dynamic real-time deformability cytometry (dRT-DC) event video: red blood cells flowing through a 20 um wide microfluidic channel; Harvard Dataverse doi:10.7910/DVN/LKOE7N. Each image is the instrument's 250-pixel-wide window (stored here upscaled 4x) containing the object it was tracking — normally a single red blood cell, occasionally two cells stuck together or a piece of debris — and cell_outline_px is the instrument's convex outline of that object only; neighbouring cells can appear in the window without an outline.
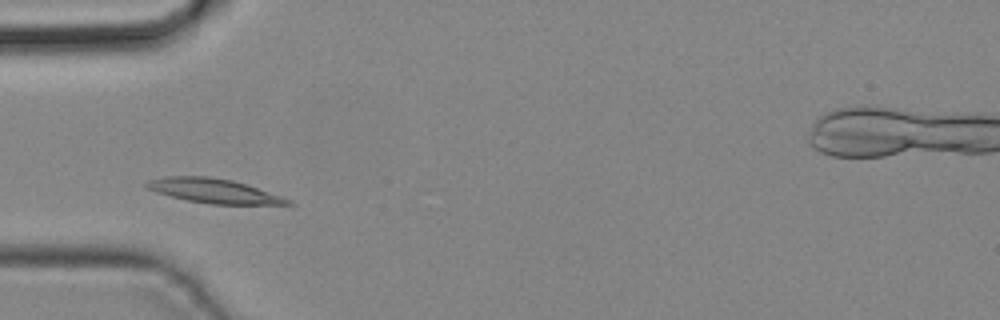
{"species": "common noctule bat (a hibernating species)", "species_latin": "Nyctalus noctula", "temperature_condition": "cold", "stored_images_in_passage": 37, "camera_frame_rate_fps": 3000, "um_per_image_px": 0.085, "animal": {"sex": "male", "body_mass_g": 19.2, "forearm_length_mm": 51.8}, "frame": {"image": 1, "passage_image": 7, "time_ms": 2.0, "image_size_px": [1000, 320], "cell_outline_px": [[288, 204], [216, 204], [192, 200], [172, 196], [160, 192], [152, 188], [148, 184], [156, 180], [176, 176], [200, 176], [228, 180], [244, 184], [256, 188], [288, 200]], "centroid_in_image_um": [18.23, 16.23], "position_along_channel_um": 66.8, "area_um2": 18.15}}
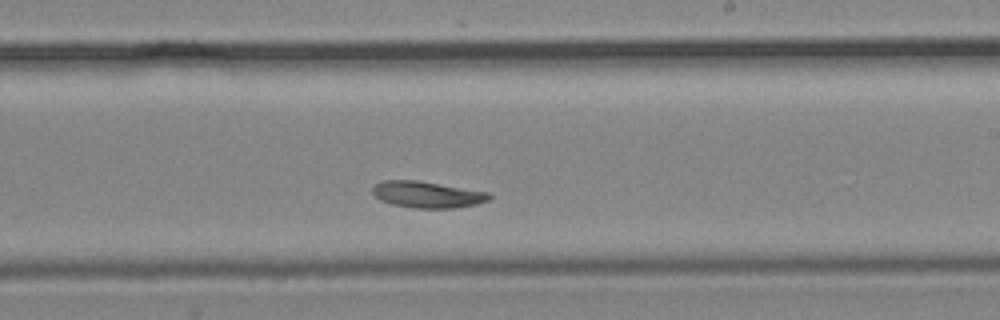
{"frame": {"image": 2, "passage_image": 19, "time_ms": 6.0, "image_size_px": [1000, 320], "cell_outline_px": [[492, 196], [488, 200], [472, 204], [448, 208], [420, 208], [396, 204], [384, 200], [376, 196], [372, 192], [372, 188], [376, 184], [388, 180], [412, 180], [484, 192]], "centroid_in_image_um": [36.27, 16.53], "position_along_channel_um": 252.7, "area_um2": 16.82}}
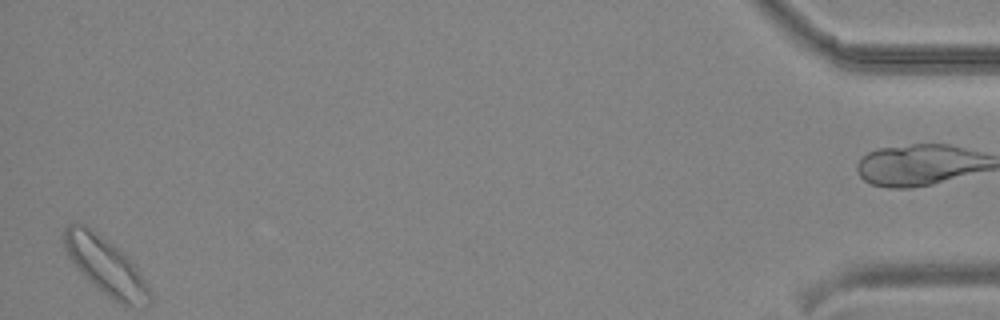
{"frame": {"image": 3, "passage_image": 36, "time_ms": 11.667, "image_size_px": [1000, 320], "cell_outline_px": [[148, 292], [128, 300], [124, 300], [108, 292], [96, 284], [76, 264], [68, 252], [64, 240], [68, 228], [84, 228], [112, 248], [128, 264], [140, 280]], "centroid_in_image_um": [8.76, 22.48], "position_along_channel_um": 426.4, "area_um2": 21.27}}